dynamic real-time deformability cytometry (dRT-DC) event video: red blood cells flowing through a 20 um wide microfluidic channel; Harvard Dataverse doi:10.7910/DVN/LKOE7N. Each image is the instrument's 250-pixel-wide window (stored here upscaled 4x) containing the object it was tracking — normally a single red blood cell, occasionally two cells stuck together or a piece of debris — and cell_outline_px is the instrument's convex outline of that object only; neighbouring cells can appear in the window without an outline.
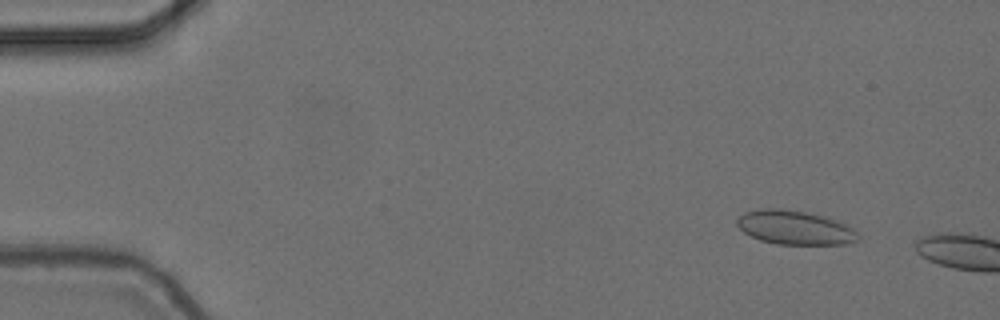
{"species": "common noctule bat (a hibernating species)", "species_latin": "Nyctalus noctula", "temperature_condition": "cold", "stored_images_in_passage": 9, "camera_frame_rate_fps": 3000, "um_per_image_px": 0.085, "animal": {"sex": "female", "body_mass_g": 24.6, "forearm_length_mm": 56.2}, "frame": {"image": 1, "passage_image": 6, "time_ms": 1.667, "image_size_px": [1000, 320], "cell_outline_px": [[856, 240], [848, 244], [776, 244], [760, 240], [744, 232], [736, 224], [736, 220], [744, 212], [764, 208], [780, 208], [828, 216], [840, 220], [852, 228], [856, 232]], "centroid_in_image_um": [67.56, 19.33], "position_along_channel_um": 17.4, "area_um2": 23.99}}